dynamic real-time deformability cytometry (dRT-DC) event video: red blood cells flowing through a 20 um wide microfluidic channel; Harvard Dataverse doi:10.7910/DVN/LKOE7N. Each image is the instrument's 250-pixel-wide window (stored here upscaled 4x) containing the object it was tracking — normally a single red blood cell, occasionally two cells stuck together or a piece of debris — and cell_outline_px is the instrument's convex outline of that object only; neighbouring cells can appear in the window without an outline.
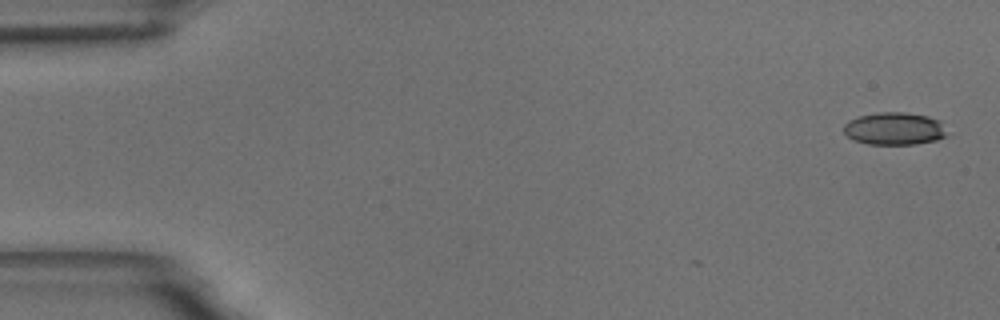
{"species": "common noctule bat (a hibernating species)", "species_latin": "Nyctalus noctula", "temperature_condition": "room temperature", "stored_images_in_passage": 8, "camera_frame_rate_fps": 3000, "um_per_image_px": 0.085, "animal": {"sex": "male", "body_mass_g": 18.8}, "frame": {"image": 1, "passage_image": 1, "time_ms": 0.0, "image_size_px": [1000, 320], "cell_outline_px": [[948, 136], [936, 140], [916, 144], [868, 144], [856, 140], [848, 136], [844, 132], [844, 124], [848, 120], [860, 116], [880, 112], [904, 112], [928, 116], [940, 120]], "centroid_in_image_um": [76.05, 10.93], "position_along_channel_um": 9.0, "area_um2": 19.54}}